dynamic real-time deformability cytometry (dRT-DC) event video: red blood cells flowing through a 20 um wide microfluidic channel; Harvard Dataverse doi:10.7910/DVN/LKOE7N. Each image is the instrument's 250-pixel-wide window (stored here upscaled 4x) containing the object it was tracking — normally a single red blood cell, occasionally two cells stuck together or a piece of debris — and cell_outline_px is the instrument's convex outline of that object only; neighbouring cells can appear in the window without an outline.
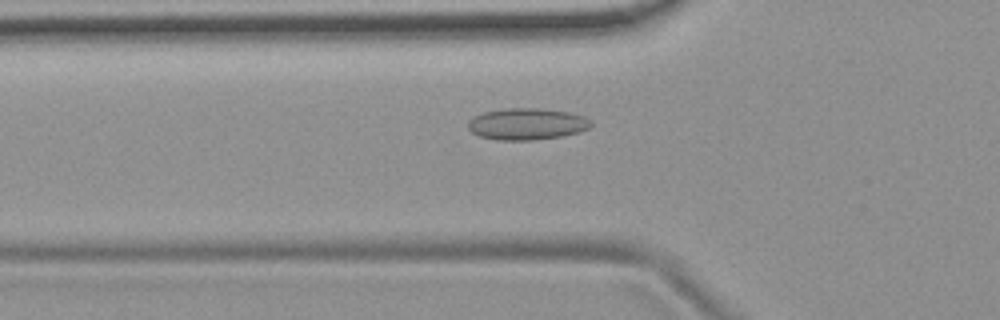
{"species": "common noctule bat (a hibernating species)", "species_latin": "Nyctalus noctula", "temperature_condition": "room temperature", "stored_images_in_passage": 48, "camera_frame_rate_fps": 3000, "um_per_image_px": 0.085, "animal": {"sex": "female", "body_mass_g": 19.9}, "frame": {"image": 1, "passage_image": 18, "time_ms": 5.667, "image_size_px": [1000, 320], "cell_outline_px": [[592, 124], [588, 128], [580, 132], [560, 136], [532, 140], [496, 140], [480, 136], [472, 132], [468, 128], [468, 120], [484, 112], [508, 108], [540, 108], [568, 112], [584, 116], [592, 120]], "centroid_in_image_um": [44.8, 10.54], "position_along_channel_um": 81.0, "area_um2": 22.6}}
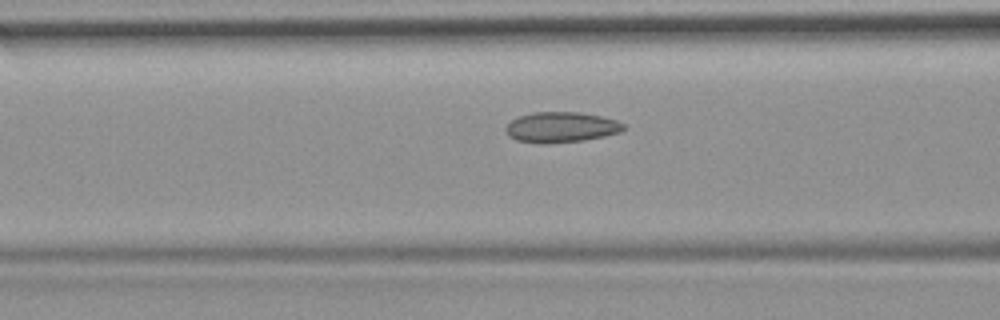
{"frame": {"image": 2, "passage_image": 21, "time_ms": 6.667, "image_size_px": [1000, 320], "cell_outline_px": [[624, 128], [620, 132], [604, 136], [584, 140], [548, 144], [540, 144], [516, 140], [508, 136], [504, 128], [512, 120], [520, 116], [532, 112], [580, 112], [600, 116], [616, 120], [624, 124]], "centroid_in_image_um": [47.67, 10.82], "position_along_channel_um": 118.9, "area_um2": 20.98}}
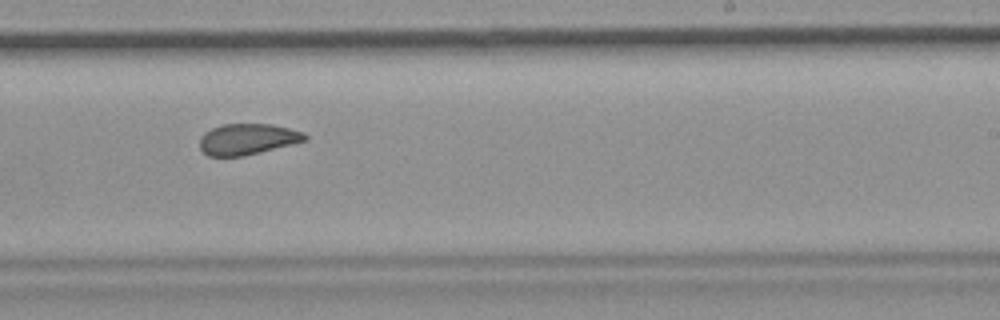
{"frame": {"image": 3, "passage_image": 33, "time_ms": 10.667, "image_size_px": [1000, 320], "cell_outline_px": [[308, 140], [244, 156], [208, 156], [200, 148], [200, 136], [204, 132], [212, 128], [224, 124], [272, 124], [304, 132], [308, 136]], "centroid_in_image_um": [21.04, 11.82], "position_along_channel_um": 268.0, "area_um2": 19.02}, "authors_computed_cell_mechanics": {"area_um2": 20.6924, "velocity_mm_per_s": 3.7344, "shape_relaxation_time_tau1_ms": null, "shape_relaxation_time_tau2_ms": 1.7472, "deformation_change_tau1": null, "deformation_change_tau2": 0.067}}